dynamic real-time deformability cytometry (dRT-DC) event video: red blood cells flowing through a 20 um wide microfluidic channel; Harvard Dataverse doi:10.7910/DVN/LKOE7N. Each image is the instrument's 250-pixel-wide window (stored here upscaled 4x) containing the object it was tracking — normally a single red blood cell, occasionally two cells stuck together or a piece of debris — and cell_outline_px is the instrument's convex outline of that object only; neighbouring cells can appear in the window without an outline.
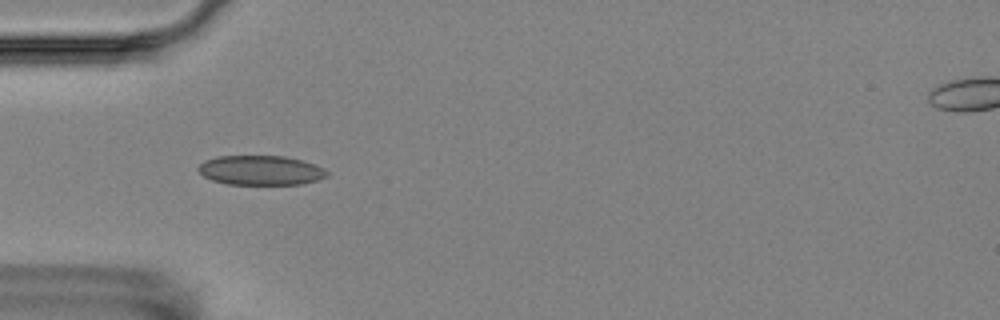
{"species": "Egyptian fruit bat (a non-hibernating species)", "species_latin": "Rousettus aegyptiacus", "temperature_condition": "room temperature", "stored_images_in_passage": 5, "camera_frame_rate_fps": 3000, "um_per_image_px": 0.085, "animal": {"sex": "female"}, "frame": {"image": 1, "passage_image": 5, "time_ms": 5.333, "image_size_px": [1000, 320], "cell_outline_px": [[328, 176], [316, 180], [300, 184], [228, 184], [212, 180], [204, 176], [196, 168], [204, 160], [216, 156], [284, 156], [304, 160], [324, 168], [328, 172]], "centroid_in_image_um": [22.15, 14.46], "position_along_channel_um": 62.8, "area_um2": 22.2}}